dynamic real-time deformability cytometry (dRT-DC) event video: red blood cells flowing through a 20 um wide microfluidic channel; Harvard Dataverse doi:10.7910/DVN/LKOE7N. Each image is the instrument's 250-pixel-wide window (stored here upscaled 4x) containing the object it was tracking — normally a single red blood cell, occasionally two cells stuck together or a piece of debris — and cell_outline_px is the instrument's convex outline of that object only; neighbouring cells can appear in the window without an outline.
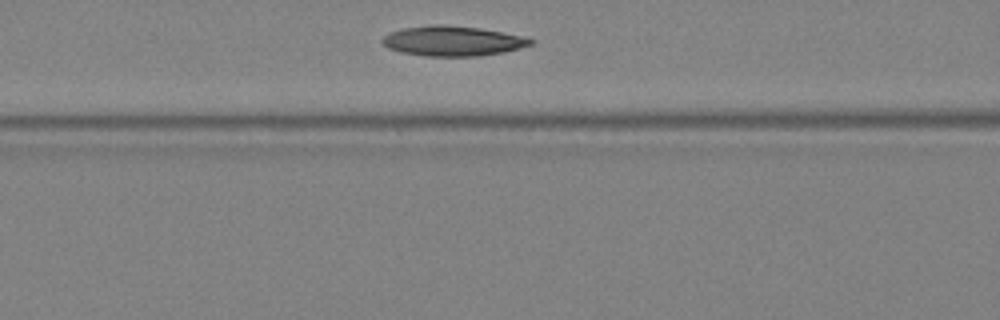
{"species": "Egyptian fruit bat (a non-hibernating species)", "species_latin": "Rousettus aegyptiacus", "temperature_condition": "warm", "stored_images_in_passage": 34, "camera_frame_rate_fps": 3000, "um_per_image_px": 0.085, "animal": {"sex": "female"}, "frame": {"image": 1, "passage_image": 16, "time_ms": 5.0, "image_size_px": [1000, 320], "cell_outline_px": [[536, 40], [532, 44], [504, 52], [480, 56], [424, 56], [400, 52], [388, 48], [380, 44], [380, 40], [388, 32], [400, 28], [432, 24], [444, 24], [480, 28], [528, 36]], "centroid_in_image_um": [38.46, 3.47], "position_along_channel_um": 128.1, "area_um2": 26.47}}
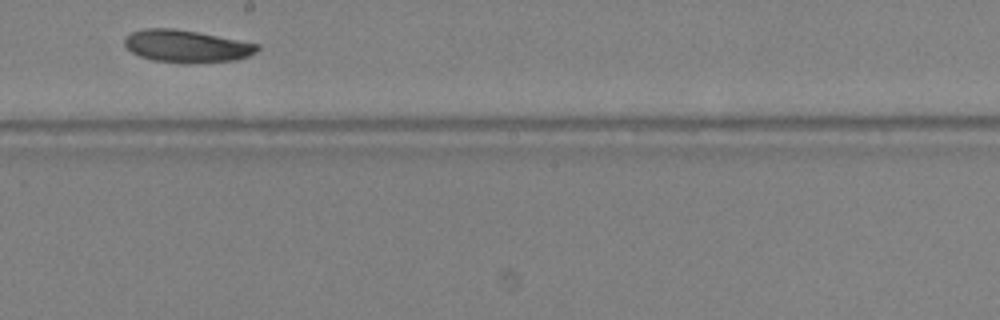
{"frame": {"image": 2, "passage_image": 22, "time_ms": 7.0, "image_size_px": [1000, 320], "cell_outline_px": [[260, 48], [256, 52], [248, 56], [236, 60], [152, 60], [140, 56], [132, 52], [124, 44], [124, 36], [132, 32], [144, 28], [172, 28], [196, 32], [260, 44]], "centroid_in_image_um": [15.83, 3.87], "position_along_channel_um": 232.4, "area_um2": 23.93}}
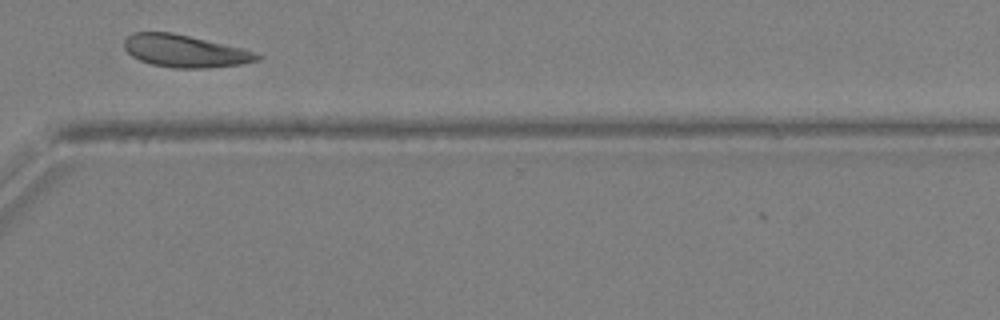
{"frame": {"image": 3, "passage_image": 29, "time_ms": 9.333, "image_size_px": [1000, 320], "cell_outline_px": [[260, 60], [240, 64], [208, 68], [172, 68], [152, 64], [140, 60], [132, 56], [124, 48], [124, 40], [132, 32], [172, 32], [244, 48], [260, 56]], "centroid_in_image_um": [15.7, 4.33], "position_along_channel_um": 354.9, "area_um2": 25.03}}